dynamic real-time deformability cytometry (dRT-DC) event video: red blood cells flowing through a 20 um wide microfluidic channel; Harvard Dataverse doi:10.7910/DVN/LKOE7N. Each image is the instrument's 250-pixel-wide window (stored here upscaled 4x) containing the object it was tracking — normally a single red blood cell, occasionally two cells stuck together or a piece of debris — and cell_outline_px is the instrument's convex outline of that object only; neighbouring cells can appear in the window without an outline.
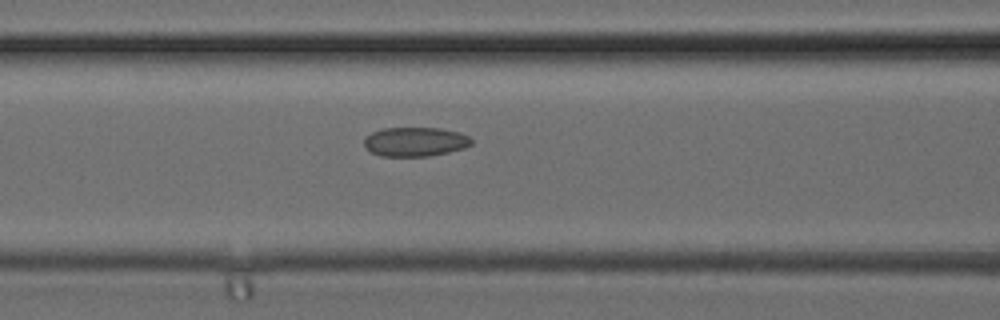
{"species": "common noctule bat (a hibernating species)", "species_latin": "Nyctalus noctula", "temperature_condition": "cold", "stored_images_in_passage": 4, "camera_frame_rate_fps": 3000, "um_per_image_px": 0.085, "animal": {"sex": "female", "body_mass_g": 24.6, "forearm_length_mm": 56.2}, "frame": {"image": 1, "passage_image": 4, "time_ms": 1.0, "image_size_px": [1000, 320], "cell_outline_px": [[472, 144], [464, 148], [448, 152], [428, 156], [380, 156], [372, 152], [364, 144], [364, 136], [372, 132], [384, 128], [440, 128], [460, 132], [468, 136], [472, 140]], "centroid_in_image_um": [35.29, 12.04], "position_along_channel_um": 131.3, "area_um2": 18.26}}